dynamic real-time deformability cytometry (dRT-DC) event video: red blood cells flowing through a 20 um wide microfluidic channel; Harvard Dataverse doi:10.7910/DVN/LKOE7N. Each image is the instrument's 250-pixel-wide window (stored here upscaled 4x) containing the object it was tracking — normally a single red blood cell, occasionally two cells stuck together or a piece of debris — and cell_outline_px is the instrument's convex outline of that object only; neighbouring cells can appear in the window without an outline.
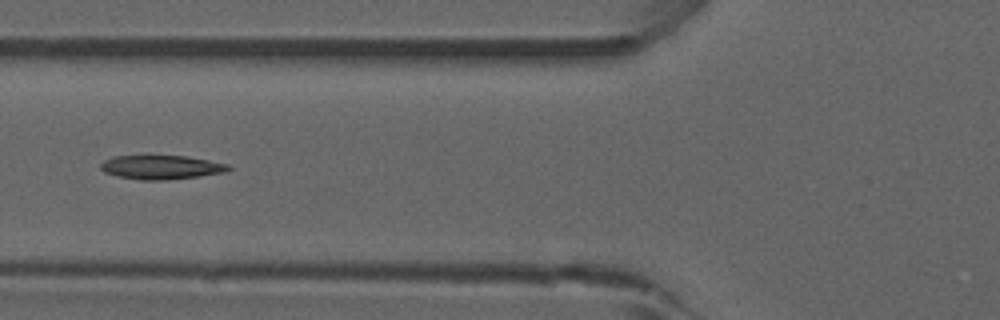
{"species": "common noctule bat (a hibernating species)", "species_latin": "Nyctalus noctula", "temperature_condition": "room temperature", "stored_images_in_passage": 47, "camera_frame_rate_fps": 3000, "um_per_image_px": 0.085, "animal": {"sex": "male", "forearm_length_mm": 52.5}, "frame": {"image": 1, "passage_image": 20, "time_ms": 6.333, "image_size_px": [1000, 320], "cell_outline_px": [[232, 168], [228, 172], [168, 180], [140, 180], [120, 176], [104, 172], [100, 168], [100, 164], [104, 160], [112, 156], [188, 156], [228, 164]], "centroid_in_image_um": [13.73, 14.21], "position_along_channel_um": 112.1, "area_um2": 17.86}}